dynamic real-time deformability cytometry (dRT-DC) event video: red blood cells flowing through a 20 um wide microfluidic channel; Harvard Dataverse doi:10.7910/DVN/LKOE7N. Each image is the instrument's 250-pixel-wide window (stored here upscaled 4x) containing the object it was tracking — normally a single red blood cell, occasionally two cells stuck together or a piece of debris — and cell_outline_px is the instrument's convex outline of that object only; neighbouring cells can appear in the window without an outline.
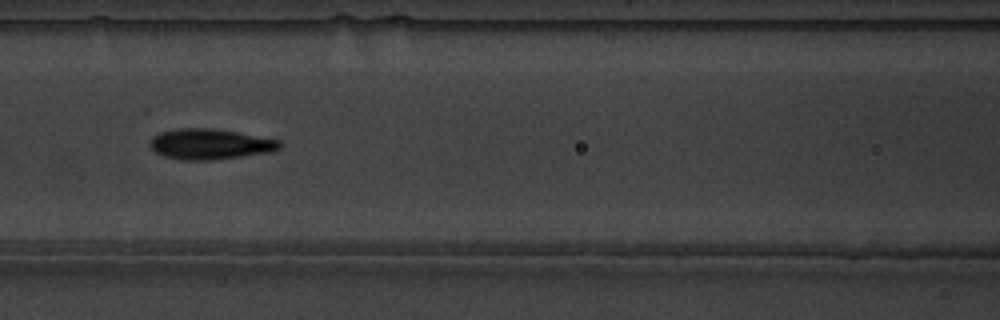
{"species": "common noctule bat (a hibernating species)", "species_latin": "Nyctalus noctula", "temperature_condition": "warm", "stored_images_in_passage": 8, "camera_frame_rate_fps": 3000, "um_per_image_px": 0.085, "animal": {"sex": "male", "body_mass_g": 19.5, "forearm_length_mm": 54.6}, "frame": {"image": 1, "passage_image": 7, "time_ms": 2.0, "image_size_px": [1000, 320], "cell_outline_px": [[280, 148], [268, 152], [212, 160], [184, 160], [164, 156], [156, 152], [148, 144], [152, 136], [160, 132], [176, 128], [212, 128], [236, 132], [280, 140]], "centroid_in_image_um": [17.79, 12.24], "position_along_channel_um": 148.8, "area_um2": 22.89}}
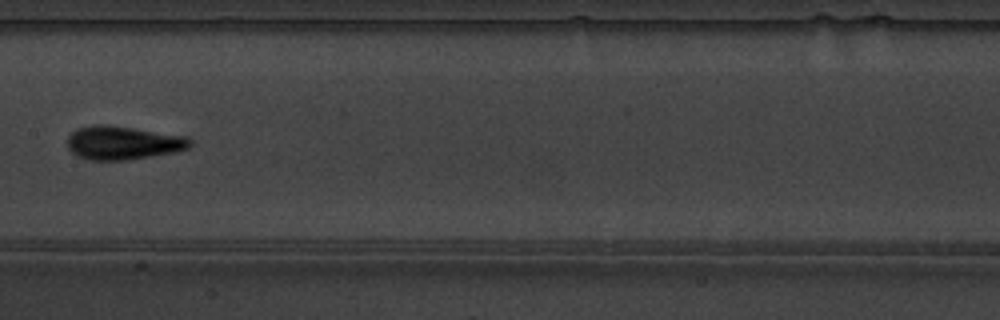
{"frame": {"image": 2, "passage_image": 8, "time_ms": 2.333, "image_size_px": [1000, 320], "cell_outline_px": [[192, 144], [188, 148], [176, 152], [128, 160], [88, 160], [76, 156], [68, 148], [68, 136], [76, 128], [92, 124], [100, 124], [132, 128], [188, 136], [192, 140]], "centroid_in_image_um": [10.45, 12.14], "position_along_channel_um": 196.9, "area_um2": 24.16}}